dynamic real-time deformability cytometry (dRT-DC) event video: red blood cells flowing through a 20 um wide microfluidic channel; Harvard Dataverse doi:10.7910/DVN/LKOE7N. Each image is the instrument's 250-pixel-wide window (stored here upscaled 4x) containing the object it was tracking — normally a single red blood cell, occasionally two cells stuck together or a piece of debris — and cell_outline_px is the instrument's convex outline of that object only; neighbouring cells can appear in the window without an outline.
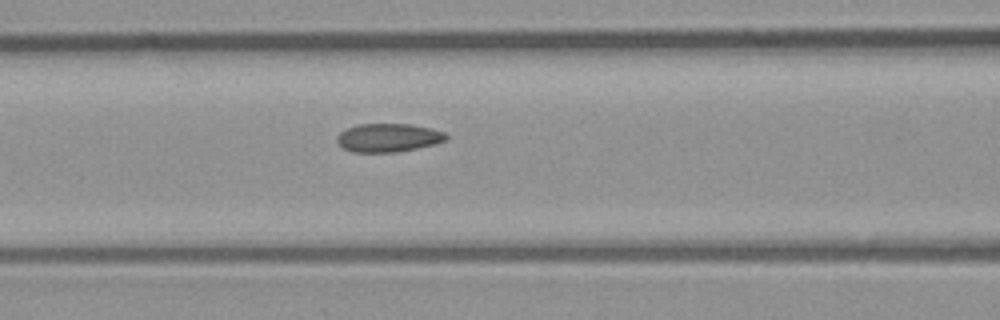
{"species": "common noctule bat (a hibernating species)", "species_latin": "Nyctalus noctula", "temperature_condition": "room temperature", "stored_images_in_passage": 5, "camera_frame_rate_fps": 3000, "um_per_image_px": 0.085, "animal": {"sex": "male", "body_mass_g": 23.1, "forearm_length_mm": 52.7}, "frame": {"image": 1, "passage_image": 5, "time_ms": 1.333, "image_size_px": [1000, 320], "cell_outline_px": [[448, 140], [416, 148], [396, 152], [352, 152], [344, 148], [336, 140], [336, 136], [340, 132], [356, 124], [412, 124], [432, 128], [444, 132], [448, 136]], "centroid_in_image_um": [33.01, 11.69], "position_along_channel_um": 133.6, "area_um2": 18.09}}